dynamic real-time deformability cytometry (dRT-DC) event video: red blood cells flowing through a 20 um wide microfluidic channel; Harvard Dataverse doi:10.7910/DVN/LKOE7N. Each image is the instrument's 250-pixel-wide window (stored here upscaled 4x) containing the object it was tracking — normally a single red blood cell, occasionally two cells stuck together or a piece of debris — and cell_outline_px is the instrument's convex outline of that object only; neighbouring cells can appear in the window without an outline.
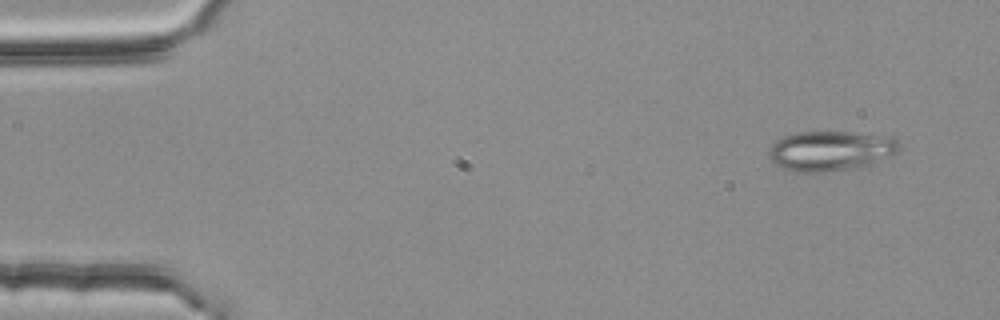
{"species": "common noctule bat (a hibernating species)", "species_latin": "Nyctalus noctula", "temperature_condition": "room temperature", "stored_images_in_passage": 4, "camera_frame_rate_fps": 3000, "um_per_image_px": 0.085, "animal": {"sex": "female", "body_mass_g": 25.1}, "frame": {"image": 1, "passage_image": 1, "time_ms": 0.0, "image_size_px": [1000, 320], "cell_outline_px": [[904, 148], [900, 152], [892, 156], [872, 164], [824, 172], [796, 172], [784, 168], [776, 164], [768, 156], [768, 148], [776, 140], [784, 136], [796, 132], [848, 132], [876, 136], [896, 140]], "centroid_in_image_um": [70.58, 12.83], "position_along_channel_um": 14.4, "area_um2": 30.11}}